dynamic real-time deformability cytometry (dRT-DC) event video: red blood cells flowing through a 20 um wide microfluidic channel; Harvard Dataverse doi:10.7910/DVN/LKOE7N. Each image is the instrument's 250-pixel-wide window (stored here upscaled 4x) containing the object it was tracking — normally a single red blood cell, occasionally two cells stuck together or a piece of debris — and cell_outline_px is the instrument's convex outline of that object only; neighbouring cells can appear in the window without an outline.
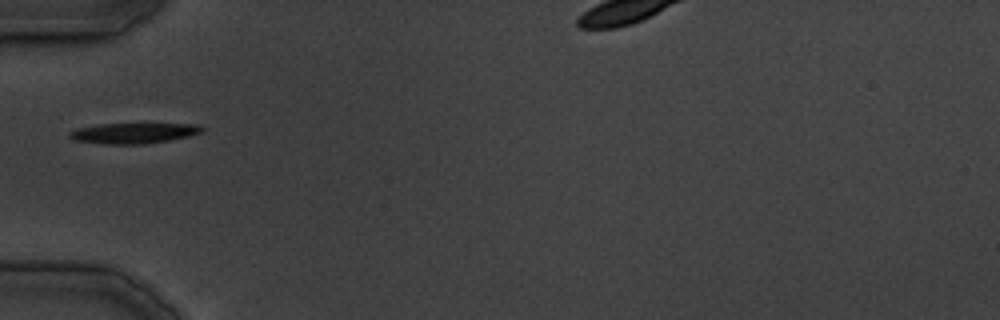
{"species": "common noctule bat (a hibernating species)", "species_latin": "Nyctalus noctula", "temperature_condition": "cold", "stored_images_in_passage": 2, "camera_frame_rate_fps": 3000, "um_per_image_px": 0.085, "animal": {"sex": "male", "body_mass_g": 19.5, "forearm_length_mm": 54.6}, "frame": {"image": 1, "passage_image": 1, "time_ms": 0.0, "image_size_px": [1000, 320], "cell_outline_px": [[204, 128], [200, 132], [188, 136], [168, 140], [144, 144], [104, 144], [72, 140], [68, 136], [68, 132], [76, 128], [100, 124], [196, 124]], "centroid_in_image_um": [11.27, 11.32], "position_along_channel_um": 73.7, "area_um2": 15.72}}